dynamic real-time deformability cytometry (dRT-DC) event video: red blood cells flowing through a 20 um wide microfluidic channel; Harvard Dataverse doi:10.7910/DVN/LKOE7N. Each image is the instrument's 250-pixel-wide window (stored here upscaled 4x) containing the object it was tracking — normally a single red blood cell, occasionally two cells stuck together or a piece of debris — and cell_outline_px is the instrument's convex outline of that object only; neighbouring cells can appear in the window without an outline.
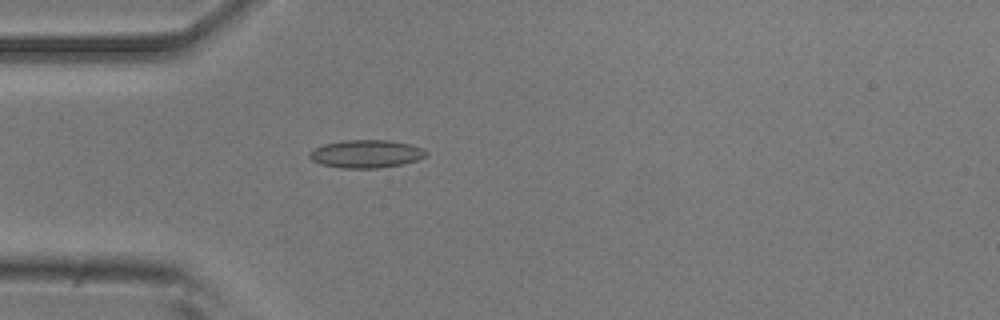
{"species": "common noctule bat (a hibernating species)", "species_latin": "Nyctalus noctula", "temperature_condition": "room temperature", "stored_images_in_passage": 5, "camera_frame_rate_fps": 3000, "um_per_image_px": 0.085, "animal": {"sex": "male", "body_mass_g": 20.5, "forearm_length_mm": 52.5}, "frame": {"image": 1, "passage_image": 5, "time_ms": 1.333, "image_size_px": [1000, 320], "cell_outline_px": [[428, 152], [424, 156], [416, 160], [400, 164], [380, 168], [344, 168], [320, 164], [312, 160], [308, 156], [308, 152], [312, 148], [324, 144], [344, 140], [392, 140], [424, 148]], "centroid_in_image_um": [31.08, 13.07], "position_along_channel_um": 53.9, "area_um2": 19.02}}